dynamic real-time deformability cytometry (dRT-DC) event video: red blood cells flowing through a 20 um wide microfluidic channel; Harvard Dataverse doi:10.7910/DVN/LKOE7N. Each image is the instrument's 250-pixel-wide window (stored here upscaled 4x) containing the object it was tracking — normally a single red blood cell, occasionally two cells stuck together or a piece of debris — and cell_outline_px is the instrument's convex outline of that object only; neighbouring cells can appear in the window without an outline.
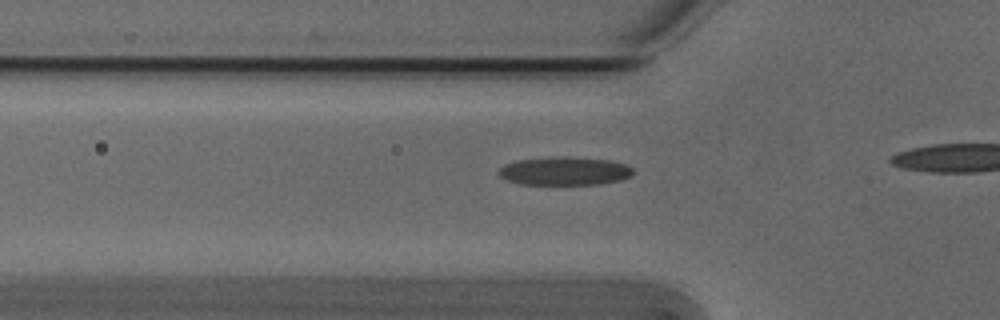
{"species": "Egyptian fruit bat (a non-hibernating species)", "species_latin": "Rousettus aegyptiacus", "temperature_condition": "cold", "stored_images_in_passage": 23, "camera_frame_rate_fps": 3000, "um_per_image_px": 0.085, "animal": {"sex": "male"}, "frame": {"image": 1, "passage_image": 14, "time_ms": 4.333, "image_size_px": [1000, 320], "cell_outline_px": [[636, 172], [632, 176], [620, 180], [600, 184], [520, 184], [508, 180], [500, 176], [496, 172], [504, 164], [516, 160], [552, 156], [568, 156], [608, 160], [628, 164]], "centroid_in_image_um": [48.01, 14.52], "position_along_channel_um": 77.8, "area_um2": 22.54}}
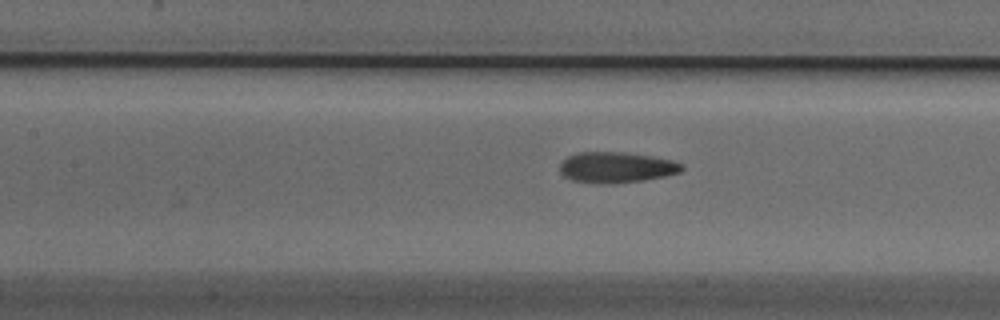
{"frame": {"image": 2, "passage_image": 20, "time_ms": 6.333, "image_size_px": [1000, 320], "cell_outline_px": [[684, 168], [680, 172], [664, 176], [644, 180], [616, 184], [600, 184], [572, 180], [564, 176], [560, 172], [560, 164], [568, 156], [576, 152], [624, 152], [652, 156], [672, 160], [680, 164]], "centroid_in_image_um": [52.37, 14.23], "position_along_channel_um": 155.0, "area_um2": 21.96}}